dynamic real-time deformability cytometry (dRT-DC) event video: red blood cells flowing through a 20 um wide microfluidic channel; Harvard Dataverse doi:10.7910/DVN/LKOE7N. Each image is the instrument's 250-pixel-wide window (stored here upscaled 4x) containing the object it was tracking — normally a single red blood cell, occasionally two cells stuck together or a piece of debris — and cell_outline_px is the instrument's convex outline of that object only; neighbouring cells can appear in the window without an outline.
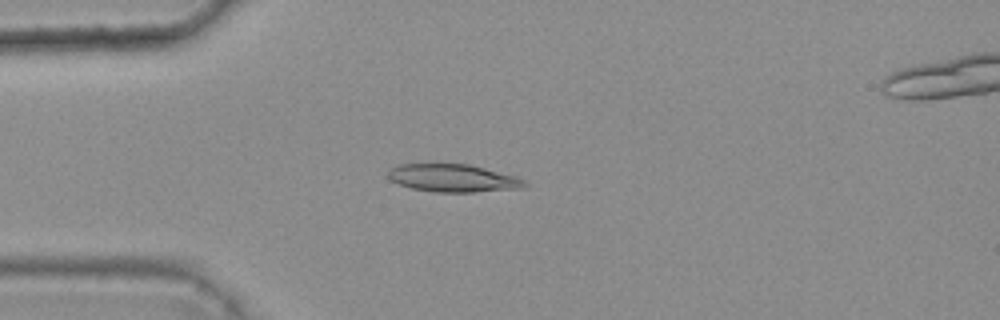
{"species": "common noctule bat (a hibernating species)", "species_latin": "Nyctalus noctula", "temperature_condition": "warm", "stored_images_in_passage": 4, "camera_frame_rate_fps": 3000, "um_per_image_px": 0.085, "animal": {"sex": "female", "body_mass_g": 25.1}, "frame": {"image": 1, "passage_image": 4, "time_ms": 1.0, "image_size_px": [1000, 320], "cell_outline_px": [[528, 184], [520, 188], [472, 192], [432, 192], [412, 188], [400, 184], [392, 180], [388, 176], [388, 172], [392, 168], [400, 164], [424, 160], [468, 164], [516, 176], [524, 180]], "centroid_in_image_um": [38.43, 15.08], "position_along_channel_um": 46.6, "area_um2": 22.77}}